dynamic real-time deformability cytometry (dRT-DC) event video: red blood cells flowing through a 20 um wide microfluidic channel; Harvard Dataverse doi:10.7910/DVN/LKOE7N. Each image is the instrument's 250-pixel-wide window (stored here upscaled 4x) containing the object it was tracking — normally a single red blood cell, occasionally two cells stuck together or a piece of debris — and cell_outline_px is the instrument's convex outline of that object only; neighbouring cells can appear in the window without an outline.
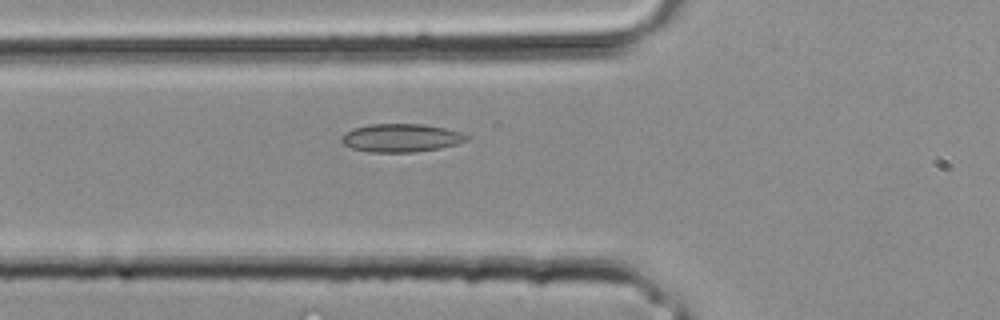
{"species": "common noctule bat (a hibernating species)", "species_latin": "Nyctalus noctula", "temperature_condition": "room temperature", "stored_images_in_passage": 24, "camera_frame_rate_fps": 3000, "um_per_image_px": 0.085, "animal": {"sex": "male", "body_mass_g": 20.4}, "frame": {"image": 1, "passage_image": 2, "time_ms": 0.333, "image_size_px": [1000, 320], "cell_outline_px": [[472, 140], [440, 148], [416, 152], [368, 152], [352, 148], [344, 144], [340, 140], [340, 136], [344, 132], [352, 128], [368, 124], [424, 124], [444, 128], [460, 132], [468, 136]], "centroid_in_image_um": [34.07, 11.72], "position_along_channel_um": 91.7, "area_um2": 20.81}}
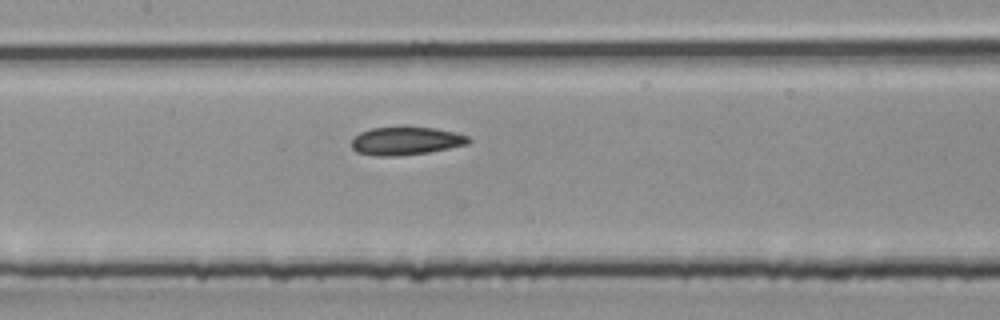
{"frame": {"image": 2, "passage_image": 6, "time_ms": 1.667, "image_size_px": [1000, 320], "cell_outline_px": [[472, 140], [468, 144], [428, 152], [396, 156], [376, 156], [356, 152], [352, 148], [352, 140], [360, 132], [372, 128], [400, 124], [404, 124], [436, 128], [456, 132], [468, 136]], "centroid_in_image_um": [34.5, 11.93], "position_along_channel_um": 172.9, "area_um2": 19.88}}
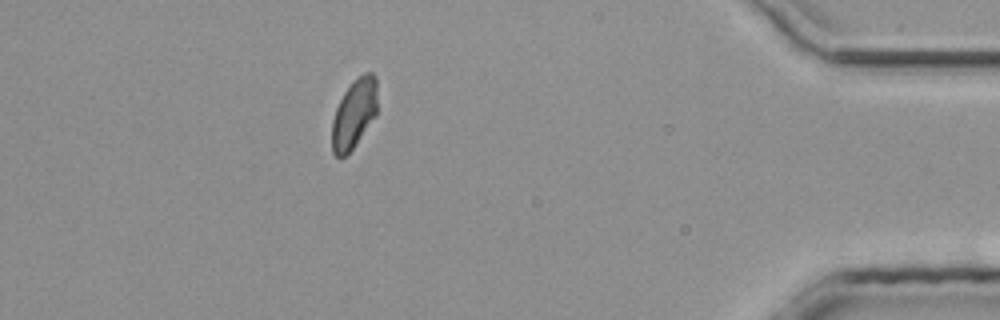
{"frame": {"image": 3, "passage_image": 20, "time_ms": 6.333, "image_size_px": [1000, 320], "cell_outline_px": [[376, 116], [352, 148], [344, 156], [336, 156], [332, 152], [332, 120], [336, 108], [344, 92], [364, 72], [372, 72], [376, 76]], "centroid_in_image_um": [30.09, 9.66], "position_along_channel_um": 405.1, "area_um2": 17.92}}